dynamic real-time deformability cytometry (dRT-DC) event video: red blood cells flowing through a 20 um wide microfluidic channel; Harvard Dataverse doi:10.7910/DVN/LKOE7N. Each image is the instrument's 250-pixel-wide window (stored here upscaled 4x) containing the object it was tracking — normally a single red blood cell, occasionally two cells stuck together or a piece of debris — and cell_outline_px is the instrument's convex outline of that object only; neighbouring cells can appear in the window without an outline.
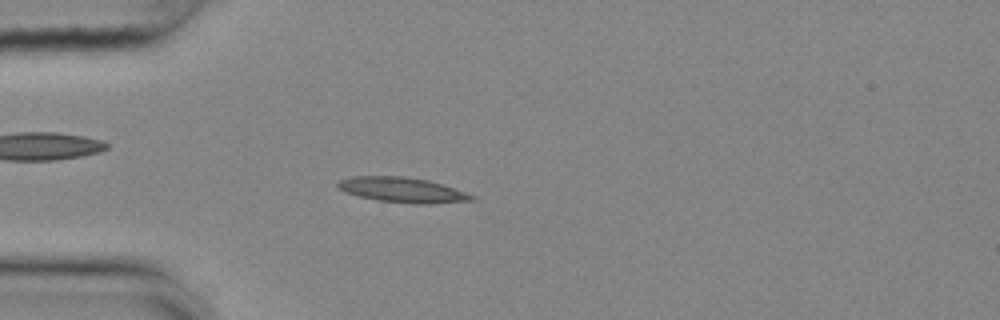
{"species": "common noctule bat (a hibernating species)", "species_latin": "Nyctalus noctula", "temperature_condition": "cold", "stored_images_in_passage": 51, "camera_frame_rate_fps": 3000, "um_per_image_px": 0.085, "animal": {"sex": "female", "body_mass_g": 25.1}, "frame": {"image": 1, "passage_image": 11, "time_ms": 3.333, "image_size_px": [1000, 320], "cell_outline_px": [[476, 200], [428, 204], [412, 204], [376, 200], [344, 192], [336, 184], [340, 180], [352, 176], [404, 176], [428, 180], [476, 196]], "centroid_in_image_um": [34.19, 16.15], "position_along_channel_um": 50.8, "area_um2": 19.48}}
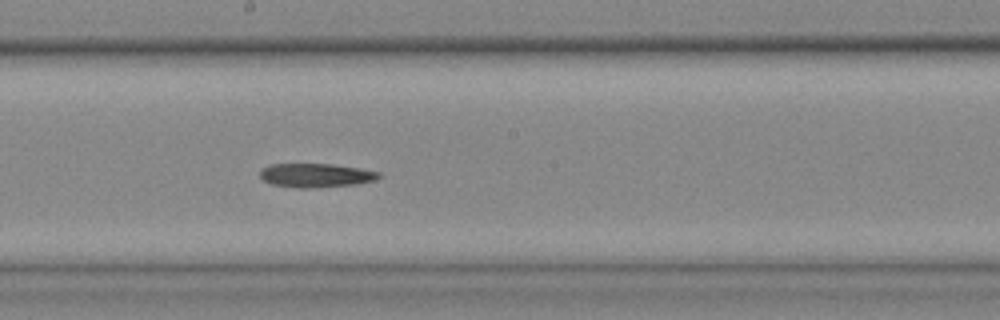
{"frame": {"image": 2, "passage_image": 26, "time_ms": 8.333, "image_size_px": [1000, 320], "cell_outline_px": [[384, 176], [376, 180], [356, 184], [308, 188], [296, 188], [272, 184], [264, 180], [260, 176], [260, 172], [264, 168], [272, 164], [332, 164], [360, 168], [380, 172]], "centroid_in_image_um": [26.91, 14.9], "position_along_channel_um": 221.3, "area_um2": 16.53}}
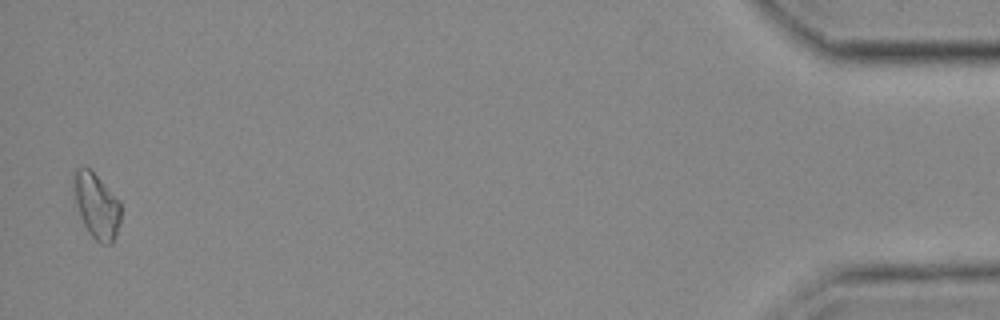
{"frame": {"image": 3, "passage_image": 50, "time_ms": 16.333, "image_size_px": [1000, 320], "cell_outline_px": [[120, 224], [112, 244], [100, 244], [88, 232], [80, 216], [72, 188], [72, 176], [76, 168], [88, 168], [120, 200]], "centroid_in_image_um": [8.19, 17.5], "position_along_channel_um": 427.0, "area_um2": 17.86}}